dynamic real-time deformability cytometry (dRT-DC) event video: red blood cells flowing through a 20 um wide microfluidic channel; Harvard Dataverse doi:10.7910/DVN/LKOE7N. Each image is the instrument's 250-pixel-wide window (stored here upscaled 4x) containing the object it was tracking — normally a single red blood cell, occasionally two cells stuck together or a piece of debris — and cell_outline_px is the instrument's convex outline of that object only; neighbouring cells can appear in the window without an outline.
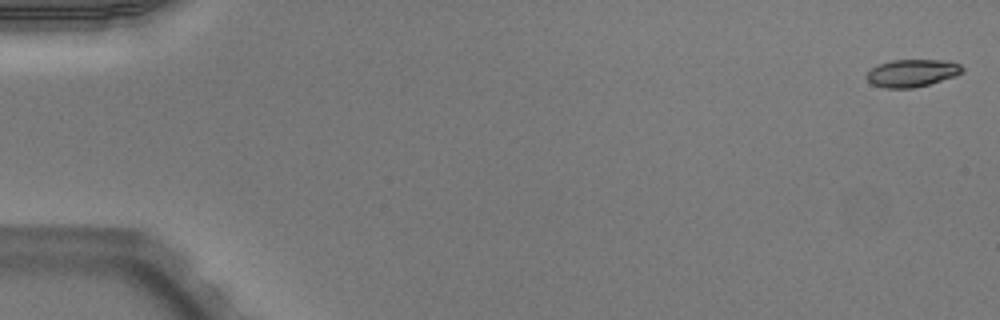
{"species": "Egyptian fruit bat (a non-hibernating species)", "species_latin": "Rousettus aegyptiacus", "temperature_condition": "warm", "stored_images_in_passage": 51, "camera_frame_rate_fps": 3000, "um_per_image_px": 0.085, "animal": {"sex": "male"}, "frame": {"image": 1, "passage_image": 1, "time_ms": 0.0, "image_size_px": [1000, 320], "cell_outline_px": [[964, 72], [956, 76], [928, 84], [912, 88], [884, 88], [872, 84], [864, 76], [872, 68], [880, 64], [892, 60], [948, 60], [960, 64], [964, 68]], "centroid_in_image_um": [77.55, 6.2], "position_along_channel_um": 7.4, "area_um2": 15.37}}
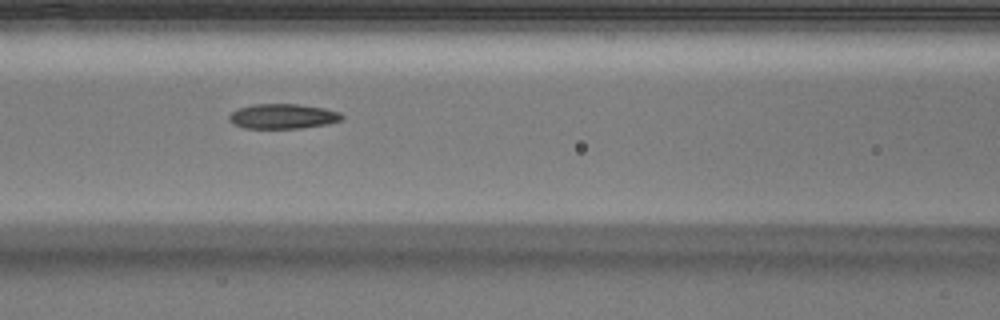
{"frame": {"image": 2, "passage_image": 23, "time_ms": 7.333, "image_size_px": [1000, 320], "cell_outline_px": [[344, 120], [328, 124], [300, 128], [244, 128], [228, 120], [228, 116], [232, 112], [240, 108], [256, 104], [296, 104], [324, 108], [340, 112], [344, 116]], "centroid_in_image_um": [24.09, 9.89], "position_along_channel_um": 142.5, "area_um2": 16.3}}
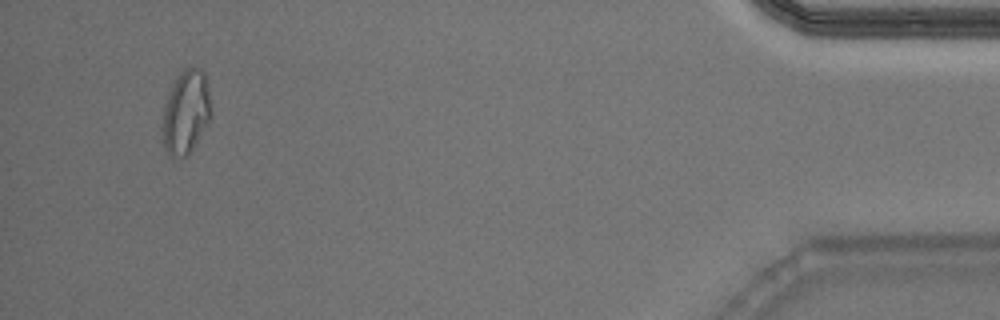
{"frame": {"image": 3, "passage_image": 49, "time_ms": 16.0, "image_size_px": [1000, 320], "cell_outline_px": [[208, 120], [192, 148], [184, 156], [172, 160], [164, 148], [160, 128], [164, 104], [168, 92], [176, 76], [184, 68], [192, 64], [200, 68], [204, 72], [208, 88]], "centroid_in_image_um": [15.71, 9.5], "position_along_channel_um": 419.5, "area_um2": 23.7}, "authors_computed_cell_mechanics": {"area_um2": 16.4152, "velocity_mm_per_s": 3.9958, "shape_relaxation_time_tau1_ms": 9.3987, "shape_relaxation_time_tau2_ms": 4.0357, "deformation_change_tau1": 0.2323, "deformation_change_tau2": 0.0856}}